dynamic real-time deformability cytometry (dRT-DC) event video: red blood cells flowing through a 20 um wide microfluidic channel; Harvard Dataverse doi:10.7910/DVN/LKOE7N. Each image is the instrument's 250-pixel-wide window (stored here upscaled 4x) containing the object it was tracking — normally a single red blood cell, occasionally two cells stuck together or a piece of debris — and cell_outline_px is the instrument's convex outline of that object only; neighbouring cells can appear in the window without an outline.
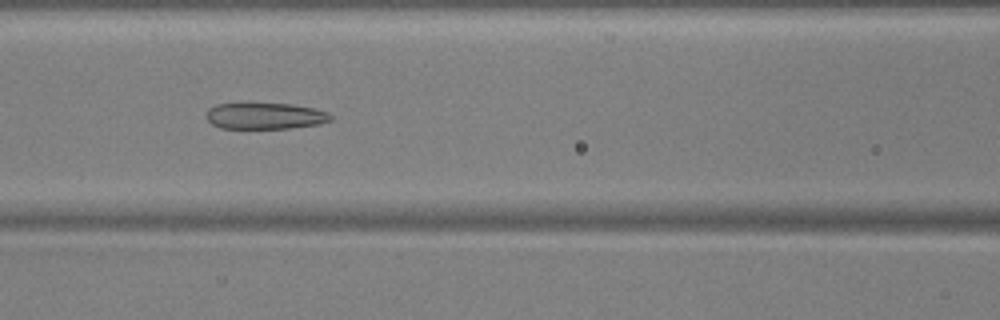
{"species": "common noctule bat (a hibernating species)", "species_latin": "Nyctalus noctula", "temperature_condition": "warm", "stored_images_in_passage": 53, "camera_frame_rate_fps": 3000, "um_per_image_px": 0.085, "animal": {"sex": "male", "body_mass_g": 17.9, "forearm_length_mm": 54.2}, "frame": {"image": 1, "passage_image": 23, "time_ms": 7.333, "image_size_px": [1000, 320], "cell_outline_px": [[332, 120], [320, 124], [288, 128], [220, 128], [212, 124], [208, 120], [208, 108], [216, 104], [244, 100], [288, 104], [312, 108], [328, 112], [332, 116]], "centroid_in_image_um": [22.48, 9.8], "position_along_channel_um": 144.1, "area_um2": 19.83}}
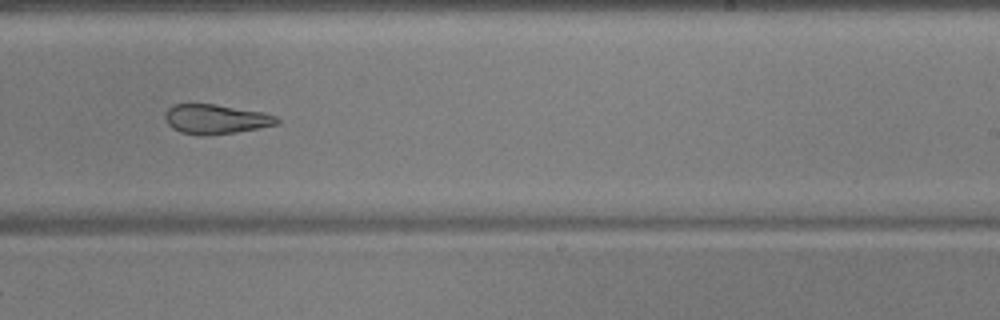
{"frame": {"image": 2, "passage_image": 33, "time_ms": 10.667, "image_size_px": [1000, 320], "cell_outline_px": [[280, 120], [276, 124], [236, 132], [204, 136], [200, 136], [180, 132], [172, 128], [168, 124], [164, 116], [168, 108], [172, 104], [216, 104], [264, 112], [276, 116]], "centroid_in_image_um": [18.31, 10.12], "position_along_channel_um": 270.7, "area_um2": 19.31}}
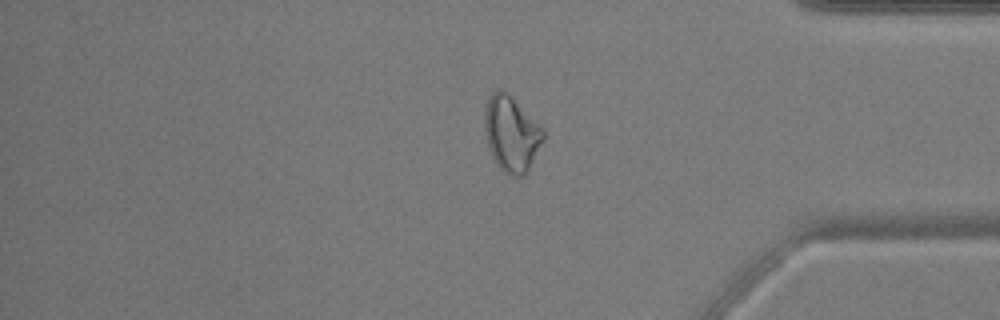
{"frame": {"image": 3, "passage_image": 44, "time_ms": 14.333, "image_size_px": [1000, 320], "cell_outline_px": [[544, 140], [528, 172], [524, 176], [512, 176], [504, 172], [500, 168], [488, 144], [484, 128], [484, 112], [488, 100], [492, 92], [496, 88], [504, 88], [544, 128]], "centroid_in_image_um": [43.5, 11.33], "position_along_channel_um": 391.7, "area_um2": 26.01}, "authors_computed_cell_mechanics": {"area_um2": 24.1026, "velocity_mm_per_s": 3.8047, "shape_relaxation_time_tau1_ms": null, "shape_relaxation_time_tau2_ms": 4.0066, "deformation_change_tau1": null, "deformation_change_tau2": 0.1146}}